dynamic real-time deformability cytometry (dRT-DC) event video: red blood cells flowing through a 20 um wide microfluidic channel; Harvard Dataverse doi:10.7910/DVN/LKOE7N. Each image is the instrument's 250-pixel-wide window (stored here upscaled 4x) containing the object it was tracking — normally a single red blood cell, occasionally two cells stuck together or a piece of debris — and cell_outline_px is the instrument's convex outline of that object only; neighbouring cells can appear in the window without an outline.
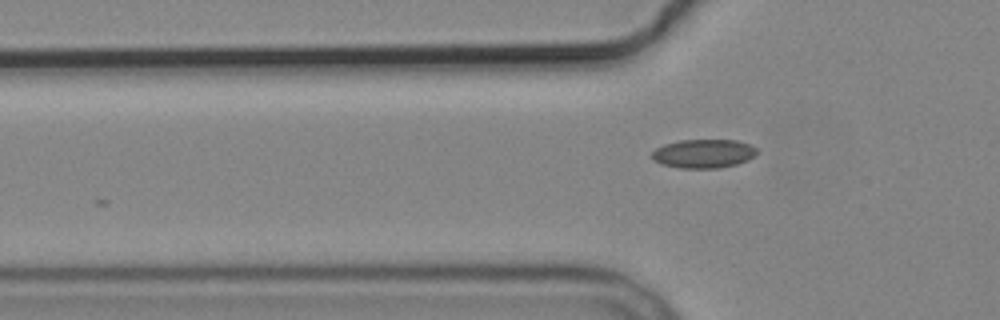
{"species": "common noctule bat (a hibernating species)", "species_latin": "Nyctalus noctula", "temperature_condition": "cold", "stored_images_in_passage": 6, "camera_frame_rate_fps": 3000, "um_per_image_px": 0.085, "animal": {"sex": "male", "body_mass_g": 19.2, "forearm_length_mm": 51.8}, "frame": {"image": 1, "passage_image": 6, "time_ms": 5.667, "image_size_px": [1000, 320], "cell_outline_px": [[756, 152], [748, 160], [736, 164], [720, 168], [680, 168], [660, 164], [652, 160], [652, 152], [656, 148], [664, 144], [680, 140], [736, 140], [748, 144], [756, 148]], "centroid_in_image_um": [59.75, 13.06], "position_along_channel_um": 66.0, "area_um2": 17.57}}